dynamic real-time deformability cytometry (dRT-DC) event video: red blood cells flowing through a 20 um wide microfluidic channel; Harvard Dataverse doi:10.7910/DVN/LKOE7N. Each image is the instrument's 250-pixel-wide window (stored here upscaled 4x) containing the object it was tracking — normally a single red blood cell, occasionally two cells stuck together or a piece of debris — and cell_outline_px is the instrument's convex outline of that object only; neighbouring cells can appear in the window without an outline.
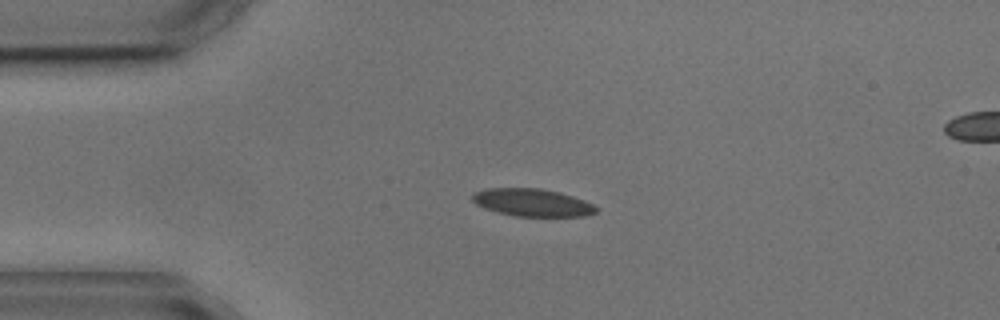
{"species": "common noctule bat (a hibernating species)", "species_latin": "Nyctalus noctula", "temperature_condition": "cold", "stored_images_in_passage": 12, "camera_frame_rate_fps": 3000, "um_per_image_px": 0.085, "animal": {"sex": "male", "body_mass_g": 17.9, "forearm_length_mm": 54.2}, "frame": {"image": 1, "passage_image": 1, "time_ms": 0.0, "image_size_px": [1000, 320], "cell_outline_px": [[600, 208], [596, 212], [584, 216], [516, 216], [496, 212], [484, 208], [476, 204], [472, 200], [472, 192], [484, 188], [540, 188], [560, 192], [584, 200]], "centroid_in_image_um": [45.22, 17.21], "position_along_channel_um": 39.8, "area_um2": 20.06}}
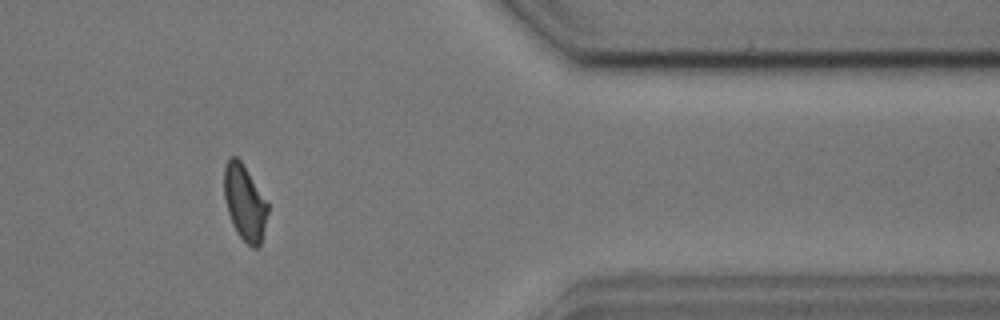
{"frame": {"image": 2, "passage_image": 10, "time_ms": 11.0, "image_size_px": [1000, 320], "cell_outline_px": [[268, 212], [260, 244], [256, 248], [252, 248], [236, 232], [232, 224], [228, 212], [224, 196], [224, 164], [228, 156], [236, 156], [240, 160], [268, 204]], "centroid_in_image_um": [20.77, 17.21], "position_along_channel_um": 390.6, "area_um2": 18.96}, "authors_computed_cell_mechanics": {"area_um2": 19.8832, "velocity_mm_per_s": 3.6073, "shape_relaxation_time_tau1_ms": 2.4139, "shape_relaxation_time_tau2_ms": null, "deformation_change_tau1": 0.0762, "deformation_change_tau2": null}}